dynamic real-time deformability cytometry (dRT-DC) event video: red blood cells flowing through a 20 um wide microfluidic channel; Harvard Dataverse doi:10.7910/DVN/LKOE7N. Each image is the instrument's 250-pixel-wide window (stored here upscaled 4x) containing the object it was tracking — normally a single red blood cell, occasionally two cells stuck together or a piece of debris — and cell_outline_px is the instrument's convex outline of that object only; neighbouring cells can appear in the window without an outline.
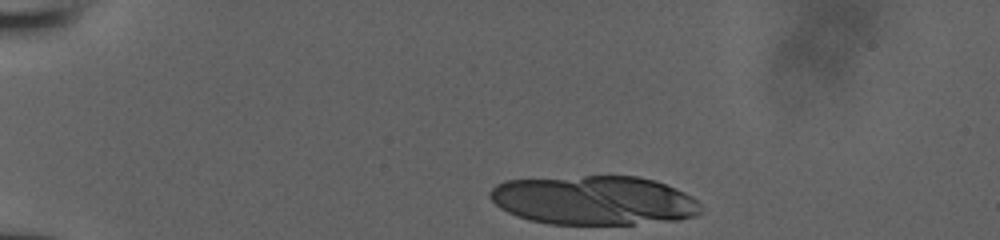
{"species": "human", "species_latin": "Homo sapiens", "temperature_condition": "room temperature", "stored_images_in_passage": 9, "camera_frame_rate_fps": 3000, "um_per_image_px": 0.085, "donor": {"sex": "male"}, "frame": {"image": 1, "passage_image": 1, "time_ms": 0.0, "image_size_px": [1000, 240], "cell_outline_px": [[700, 212], [696, 216], [680, 220], [632, 224], [548, 224], [528, 220], [516, 216], [500, 208], [488, 196], [488, 192], [496, 184], [504, 180], [584, 176], [636, 176], [656, 180], [676, 188], [692, 196], [700, 204]], "centroid_in_image_um": [50.47, 17.03], "position_along_channel_um": 34.5, "area_um2": 60.86}}